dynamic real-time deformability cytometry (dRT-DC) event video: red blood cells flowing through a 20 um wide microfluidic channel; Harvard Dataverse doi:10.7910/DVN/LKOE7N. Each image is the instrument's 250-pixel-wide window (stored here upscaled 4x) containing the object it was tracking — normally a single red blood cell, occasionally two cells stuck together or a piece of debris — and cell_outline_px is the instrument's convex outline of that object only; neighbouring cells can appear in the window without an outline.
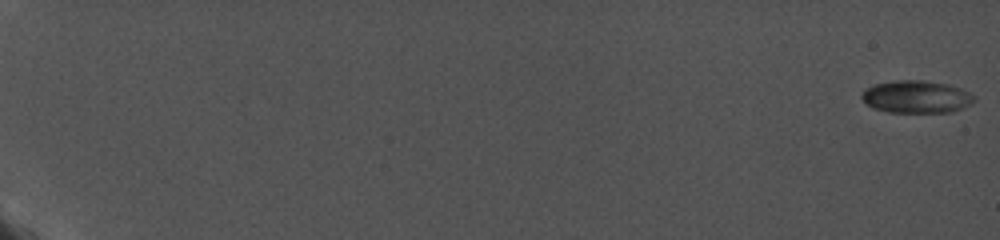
{"species": "common noctule bat (a hibernating species)", "species_latin": "Nyctalus noctula", "temperature_condition": "cold", "stored_images_in_passage": 26, "camera_frame_rate_fps": 5000, "um_per_image_px": 0.085, "animal": {"sex": "female", "body_mass_g": 19.0, "forearm_length_mm": 56.7}, "frame": {"image": 1, "passage_image": 1, "time_ms": 0.0, "image_size_px": [1000, 240], "cell_outline_px": [[976, 100], [972, 104], [952, 112], [888, 112], [872, 108], [860, 96], [864, 88], [876, 84], [896, 80], [924, 80], [948, 84], [960, 88], [976, 96]], "centroid_in_image_um": [77.91, 8.23], "position_along_channel_um": 7.1, "area_um2": 21.44}}
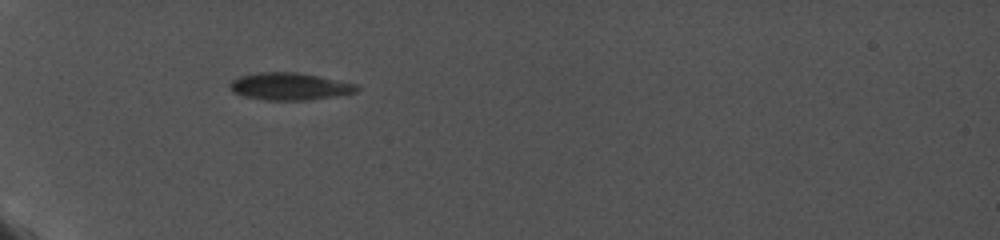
{"frame": {"image": 2, "passage_image": 25, "time_ms": 7.4, "image_size_px": [1000, 240], "cell_outline_px": [[360, 88], [356, 92], [336, 96], [312, 100], [264, 100], [244, 96], [232, 92], [228, 88], [228, 84], [232, 80], [240, 76], [260, 72], [296, 72], [356, 84]], "centroid_in_image_um": [24.57, 7.35], "position_along_channel_um": 60.4, "area_um2": 20.17}}